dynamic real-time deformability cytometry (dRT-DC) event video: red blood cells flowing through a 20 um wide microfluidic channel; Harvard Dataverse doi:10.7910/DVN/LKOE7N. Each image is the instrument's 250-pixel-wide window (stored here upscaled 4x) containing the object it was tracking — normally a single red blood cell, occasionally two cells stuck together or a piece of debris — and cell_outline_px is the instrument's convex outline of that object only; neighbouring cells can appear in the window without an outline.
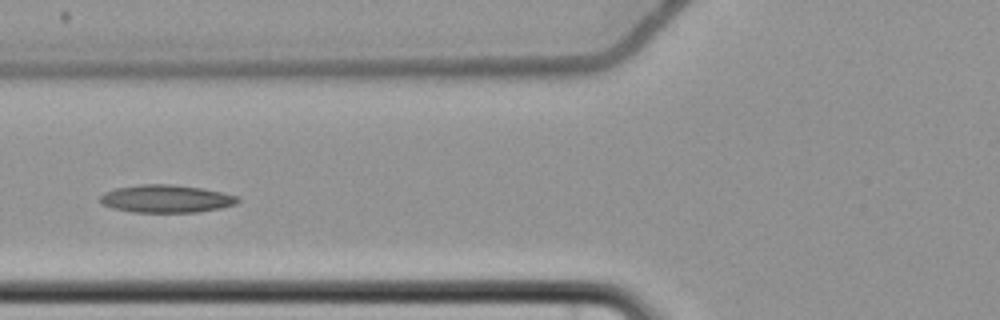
{"species": "common noctule bat (a hibernating species)", "species_latin": "Nyctalus noctula", "temperature_condition": "cold", "stored_images_in_passage": 6, "camera_frame_rate_fps": 3000, "um_per_image_px": 0.085, "animal": {"sex": "female", "body_mass_g": 22.7, "forearm_length_mm": 54.2}, "frame": {"image": 1, "passage_image": 6, "time_ms": 7.0, "image_size_px": [1000, 320], "cell_outline_px": [[240, 200], [236, 204], [220, 208], [196, 212], [132, 212], [112, 208], [104, 204], [100, 200], [100, 196], [104, 192], [116, 188], [140, 184], [172, 184], [204, 188], [224, 192], [240, 196]], "centroid_in_image_um": [14.17, 16.88], "position_along_channel_um": 111.6, "area_um2": 22.43}}